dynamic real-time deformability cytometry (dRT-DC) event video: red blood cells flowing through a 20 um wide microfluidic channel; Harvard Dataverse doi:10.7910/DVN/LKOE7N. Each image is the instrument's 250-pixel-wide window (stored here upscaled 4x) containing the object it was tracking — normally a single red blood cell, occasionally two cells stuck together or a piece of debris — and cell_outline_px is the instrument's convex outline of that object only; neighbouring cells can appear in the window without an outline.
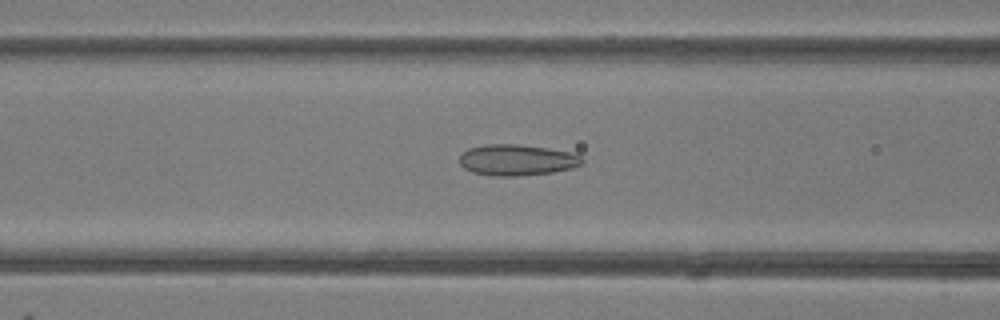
{"species": "common noctule bat (a hibernating species)", "species_latin": "Nyctalus noctula", "temperature_condition": "room temperature", "stored_images_in_passage": 48, "camera_frame_rate_fps": 3000, "um_per_image_px": 0.085, "animal": {"sex": "female"}, "frame": {"image": 1, "passage_image": 19, "time_ms": 6.0, "image_size_px": [1000, 320], "cell_outline_px": [[584, 160], [580, 164], [572, 168], [552, 172], [516, 176], [492, 176], [472, 172], [464, 168], [460, 164], [460, 156], [468, 148], [484, 144], [516, 144], [548, 148], [572, 152], [580, 156]], "centroid_in_image_um": [43.92, 13.59], "position_along_channel_um": 122.7, "area_um2": 22.2}}
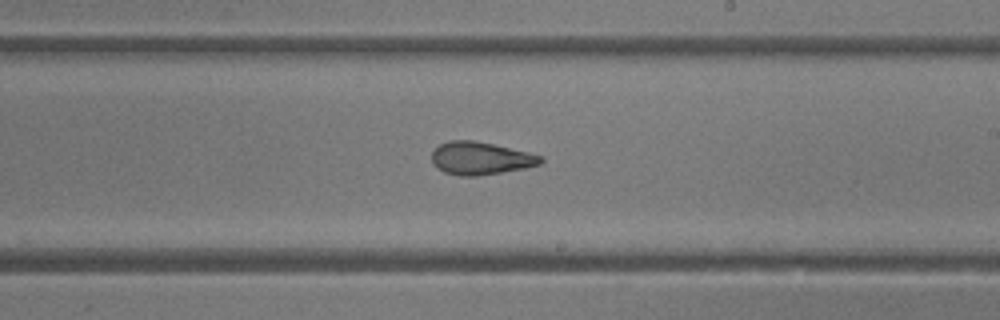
{"frame": {"image": 2, "passage_image": 28, "time_ms": 9.0, "image_size_px": [1000, 320], "cell_outline_px": [[544, 160], [540, 164], [524, 168], [476, 176], [460, 176], [444, 172], [432, 164], [432, 152], [440, 144], [448, 140], [472, 140], [492, 144], [528, 152], [544, 156]], "centroid_in_image_um": [40.84, 13.45], "position_along_channel_um": 248.2, "area_um2": 20.69}}
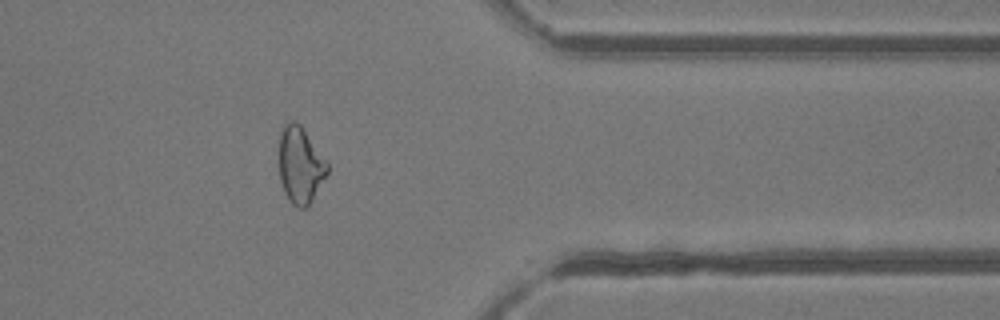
{"frame": {"image": 3, "passage_image": 39, "time_ms": 12.667, "image_size_px": [1000, 320], "cell_outline_px": [[328, 172], [308, 208], [300, 208], [292, 204], [288, 200], [284, 192], [280, 180], [280, 132], [284, 124], [288, 120], [296, 120], [300, 124], [328, 164]], "centroid_in_image_um": [25.51, 14.05], "position_along_channel_um": 385.9, "area_um2": 21.44}, "authors_computed_cell_mechanics": {"area_um2": 22.8599, "velocity_mm_per_s": 4.183, "shape_relaxation_time_tau1_ms": null, "shape_relaxation_time_tau2_ms": 2.3773, "deformation_change_tau1": null, "deformation_change_tau2": 0.1034}}